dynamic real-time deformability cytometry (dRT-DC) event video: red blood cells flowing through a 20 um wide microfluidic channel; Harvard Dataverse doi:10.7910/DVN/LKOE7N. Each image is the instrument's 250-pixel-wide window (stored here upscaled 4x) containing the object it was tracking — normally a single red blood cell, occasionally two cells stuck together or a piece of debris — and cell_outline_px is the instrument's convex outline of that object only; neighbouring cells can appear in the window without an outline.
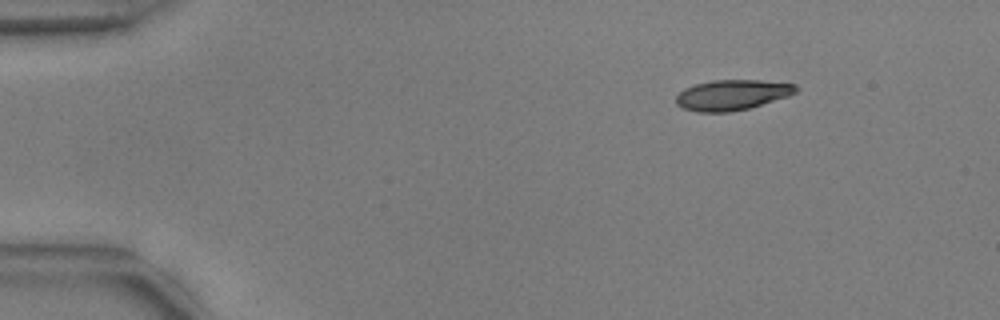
{"species": "common noctule bat (a hibernating species)", "species_latin": "Nyctalus noctula", "temperature_condition": "warm", "stored_images_in_passage": 47, "camera_frame_rate_fps": 3000, "um_per_image_px": 0.085, "animal": {"sex": "male", "body_mass_g": 17.9, "forearm_length_mm": 54.2}, "frame": {"image": 1, "passage_image": 1, "time_ms": 0.0, "image_size_px": [1000, 320], "cell_outline_px": [[800, 88], [796, 92], [788, 96], [748, 108], [728, 112], [696, 112], [684, 108], [676, 104], [676, 96], [684, 88], [696, 84], [712, 80], [760, 80], [796, 84]], "centroid_in_image_um": [62.23, 8.06], "position_along_channel_um": 22.8, "area_um2": 21.15}}
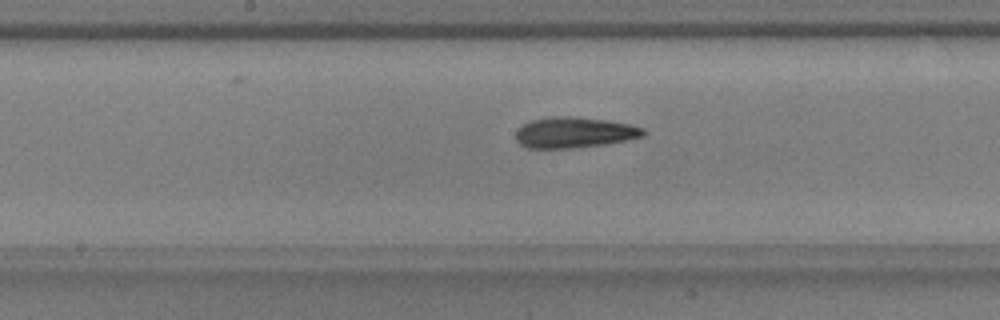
{"frame": {"image": 2, "passage_image": 22, "time_ms": 7.0, "image_size_px": [1000, 320], "cell_outline_px": [[648, 132], [644, 136], [604, 144], [572, 148], [528, 148], [520, 144], [516, 140], [516, 132], [524, 124], [532, 120], [552, 116], [572, 116], [604, 120], [628, 124], [644, 128]], "centroid_in_image_um": [48.82, 11.26], "position_along_channel_um": 199.4, "area_um2": 22.66}}
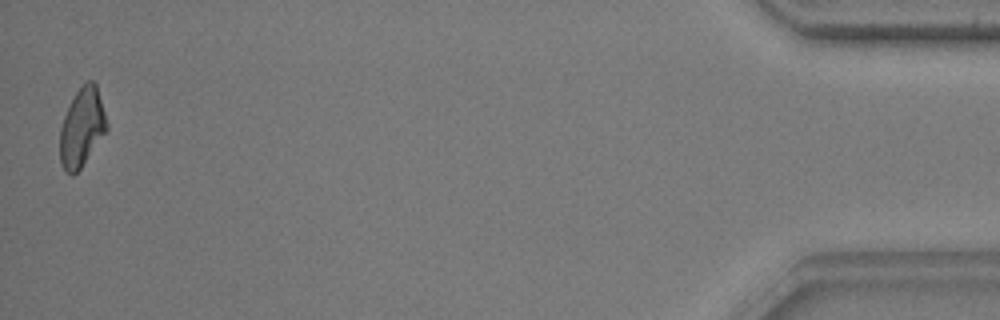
{"frame": {"image": 3, "passage_image": 47, "time_ms": 15.333, "image_size_px": [1000, 320], "cell_outline_px": [[108, 128], [80, 168], [72, 176], [64, 172], [60, 160], [60, 128], [64, 116], [76, 92], [88, 80], [92, 80], [96, 84], [108, 124]], "centroid_in_image_um": [6.95, 10.85], "position_along_channel_um": 428.2, "area_um2": 21.04}, "authors_computed_cell_mechanics": {"area_um2": 21.9062, "velocity_mm_per_s": 3.768, "shape_relaxation_time_tau1_ms": 10.1894, "shape_relaxation_time_tau2_ms": 2.514, "deformation_change_tau1": 0.2349, "deformation_change_tau2": 0.1115}}